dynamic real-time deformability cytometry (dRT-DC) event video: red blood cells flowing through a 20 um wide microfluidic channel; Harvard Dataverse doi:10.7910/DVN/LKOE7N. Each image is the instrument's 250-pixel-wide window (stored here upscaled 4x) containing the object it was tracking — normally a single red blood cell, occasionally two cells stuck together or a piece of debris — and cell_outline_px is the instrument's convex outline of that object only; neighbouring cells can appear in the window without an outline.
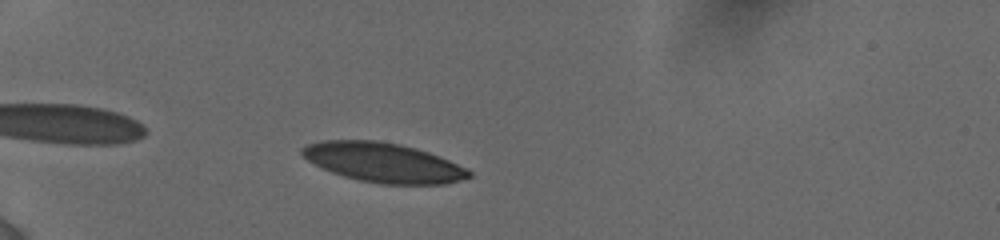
{"species": "human", "species_latin": "Homo sapiens", "temperature_condition": "cold", "stored_images_in_passage": 6, "camera_frame_rate_fps": 3000, "um_per_image_px": 0.085, "donor": {"sex": "female"}, "frame": {"image": 1, "passage_image": 1, "time_ms": 0.0, "image_size_px": [1000, 240], "cell_outline_px": [[472, 176], [460, 180], [444, 184], [380, 184], [360, 180], [344, 176], [332, 172], [308, 160], [300, 152], [300, 148], [308, 144], [324, 140], [376, 140], [400, 144], [416, 148], [440, 156], [468, 168], [472, 172]], "centroid_in_image_um": [32.62, 13.81], "position_along_channel_um": 52.4, "area_um2": 38.32}}
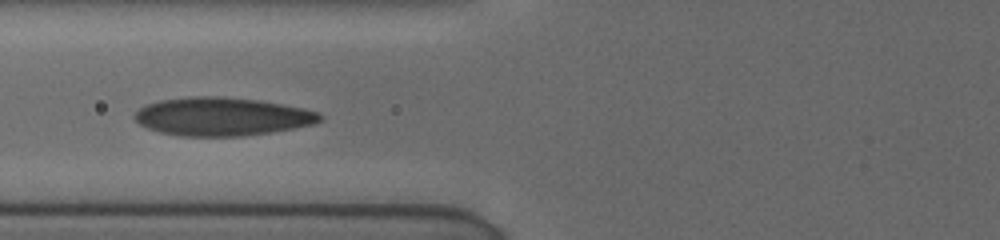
{"frame": {"image": 2, "passage_image": 4, "time_ms": 2.333, "image_size_px": [1000, 240], "cell_outline_px": [[324, 120], [316, 124], [296, 128], [272, 132], [244, 136], [176, 136], [160, 132], [148, 128], [140, 124], [132, 116], [140, 108], [148, 104], [160, 100], [188, 96], [224, 96], [260, 100], [284, 104], [304, 108], [320, 112], [324, 116]], "centroid_in_image_um": [18.94, 9.9], "position_along_channel_um": 106.9, "area_um2": 41.96}}
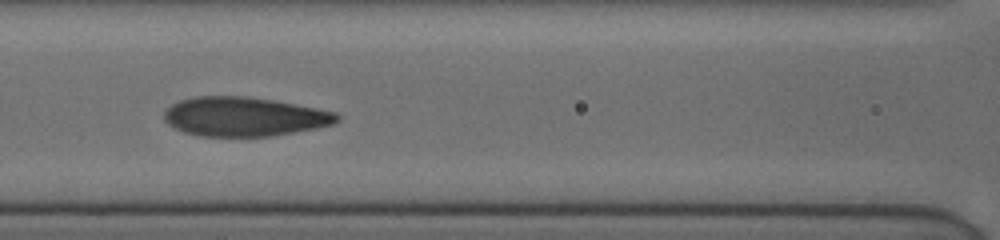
{"frame": {"image": 3, "passage_image": 5, "time_ms": 3.333, "image_size_px": [1000, 240], "cell_outline_px": [[340, 120], [332, 124], [316, 128], [272, 136], [200, 136], [184, 132], [168, 124], [164, 120], [164, 112], [172, 104], [180, 100], [192, 96], [244, 96], [272, 100], [316, 108], [336, 112], [340, 116]], "centroid_in_image_um": [20.74, 9.91], "position_along_channel_um": 145.9, "area_um2": 39.36}}